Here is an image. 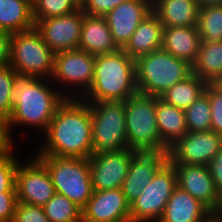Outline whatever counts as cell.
Wrapping results in <instances>:
<instances>
[{"label": "cell", "instance_id": "7c38bea8", "mask_svg": "<svg viewBox=\"0 0 222 222\" xmlns=\"http://www.w3.org/2000/svg\"><path fill=\"white\" fill-rule=\"evenodd\" d=\"M22 165L16 171L17 202L43 207L56 194L51 177L36 157Z\"/></svg>", "mask_w": 222, "mask_h": 222}, {"label": "cell", "instance_id": "9c48e42d", "mask_svg": "<svg viewBox=\"0 0 222 222\" xmlns=\"http://www.w3.org/2000/svg\"><path fill=\"white\" fill-rule=\"evenodd\" d=\"M177 186L176 169L167 161L139 197L130 203V222H158Z\"/></svg>", "mask_w": 222, "mask_h": 222}, {"label": "cell", "instance_id": "ac0fdd59", "mask_svg": "<svg viewBox=\"0 0 222 222\" xmlns=\"http://www.w3.org/2000/svg\"><path fill=\"white\" fill-rule=\"evenodd\" d=\"M168 161L167 152H134L127 176L121 186L126 201L130 204L142 193L158 170Z\"/></svg>", "mask_w": 222, "mask_h": 222}, {"label": "cell", "instance_id": "f35d334b", "mask_svg": "<svg viewBox=\"0 0 222 222\" xmlns=\"http://www.w3.org/2000/svg\"><path fill=\"white\" fill-rule=\"evenodd\" d=\"M9 129V122L0 117V157L13 152V138Z\"/></svg>", "mask_w": 222, "mask_h": 222}, {"label": "cell", "instance_id": "83f0119b", "mask_svg": "<svg viewBox=\"0 0 222 222\" xmlns=\"http://www.w3.org/2000/svg\"><path fill=\"white\" fill-rule=\"evenodd\" d=\"M197 28L201 41H222V5L200 7Z\"/></svg>", "mask_w": 222, "mask_h": 222}, {"label": "cell", "instance_id": "cb8c5ba5", "mask_svg": "<svg viewBox=\"0 0 222 222\" xmlns=\"http://www.w3.org/2000/svg\"><path fill=\"white\" fill-rule=\"evenodd\" d=\"M156 122L161 140L170 147L188 132L184 109L167 104L156 97Z\"/></svg>", "mask_w": 222, "mask_h": 222}, {"label": "cell", "instance_id": "1f68e13d", "mask_svg": "<svg viewBox=\"0 0 222 222\" xmlns=\"http://www.w3.org/2000/svg\"><path fill=\"white\" fill-rule=\"evenodd\" d=\"M17 72L9 64L0 67V117L9 120L13 107V79Z\"/></svg>", "mask_w": 222, "mask_h": 222}, {"label": "cell", "instance_id": "b9f144b4", "mask_svg": "<svg viewBox=\"0 0 222 222\" xmlns=\"http://www.w3.org/2000/svg\"><path fill=\"white\" fill-rule=\"evenodd\" d=\"M200 7L206 5H222V0H195Z\"/></svg>", "mask_w": 222, "mask_h": 222}, {"label": "cell", "instance_id": "44dd1931", "mask_svg": "<svg viewBox=\"0 0 222 222\" xmlns=\"http://www.w3.org/2000/svg\"><path fill=\"white\" fill-rule=\"evenodd\" d=\"M163 24L152 11L138 25L137 29L131 35L129 42L123 50L134 60L140 56L161 49L163 37Z\"/></svg>", "mask_w": 222, "mask_h": 222}, {"label": "cell", "instance_id": "74e56055", "mask_svg": "<svg viewBox=\"0 0 222 222\" xmlns=\"http://www.w3.org/2000/svg\"><path fill=\"white\" fill-rule=\"evenodd\" d=\"M207 166L209 173L214 180L216 190L222 197V147Z\"/></svg>", "mask_w": 222, "mask_h": 222}, {"label": "cell", "instance_id": "30bf717a", "mask_svg": "<svg viewBox=\"0 0 222 222\" xmlns=\"http://www.w3.org/2000/svg\"><path fill=\"white\" fill-rule=\"evenodd\" d=\"M221 147L222 135L212 130L187 132L168 148V161L207 166Z\"/></svg>", "mask_w": 222, "mask_h": 222}, {"label": "cell", "instance_id": "7a4b0ae2", "mask_svg": "<svg viewBox=\"0 0 222 222\" xmlns=\"http://www.w3.org/2000/svg\"><path fill=\"white\" fill-rule=\"evenodd\" d=\"M41 79L43 78L15 74L12 114L8 120L10 131L15 124H20L35 126L45 132L59 105L66 98H71L69 92H56L58 89L51 88Z\"/></svg>", "mask_w": 222, "mask_h": 222}, {"label": "cell", "instance_id": "4316f807", "mask_svg": "<svg viewBox=\"0 0 222 222\" xmlns=\"http://www.w3.org/2000/svg\"><path fill=\"white\" fill-rule=\"evenodd\" d=\"M206 86L205 81L192 74L186 80L174 84L159 98L167 104L185 110L205 92Z\"/></svg>", "mask_w": 222, "mask_h": 222}, {"label": "cell", "instance_id": "836d02e7", "mask_svg": "<svg viewBox=\"0 0 222 222\" xmlns=\"http://www.w3.org/2000/svg\"><path fill=\"white\" fill-rule=\"evenodd\" d=\"M205 92L209 95L211 106V130L222 135V87L207 84Z\"/></svg>", "mask_w": 222, "mask_h": 222}, {"label": "cell", "instance_id": "2e32d148", "mask_svg": "<svg viewBox=\"0 0 222 222\" xmlns=\"http://www.w3.org/2000/svg\"><path fill=\"white\" fill-rule=\"evenodd\" d=\"M151 12L152 0H126L103 16L119 49L126 46L138 25Z\"/></svg>", "mask_w": 222, "mask_h": 222}, {"label": "cell", "instance_id": "8992f818", "mask_svg": "<svg viewBox=\"0 0 222 222\" xmlns=\"http://www.w3.org/2000/svg\"><path fill=\"white\" fill-rule=\"evenodd\" d=\"M47 169L55 192L67 197L81 209L93 195L89 158L35 156Z\"/></svg>", "mask_w": 222, "mask_h": 222}, {"label": "cell", "instance_id": "277c9868", "mask_svg": "<svg viewBox=\"0 0 222 222\" xmlns=\"http://www.w3.org/2000/svg\"><path fill=\"white\" fill-rule=\"evenodd\" d=\"M138 93L160 97L193 74L192 65L159 49L135 60Z\"/></svg>", "mask_w": 222, "mask_h": 222}, {"label": "cell", "instance_id": "9a60e30c", "mask_svg": "<svg viewBox=\"0 0 222 222\" xmlns=\"http://www.w3.org/2000/svg\"><path fill=\"white\" fill-rule=\"evenodd\" d=\"M176 169L177 185L199 200L211 212L222 211V197L206 165L171 163Z\"/></svg>", "mask_w": 222, "mask_h": 222}, {"label": "cell", "instance_id": "8d00e7d4", "mask_svg": "<svg viewBox=\"0 0 222 222\" xmlns=\"http://www.w3.org/2000/svg\"><path fill=\"white\" fill-rule=\"evenodd\" d=\"M17 193H0V222H12Z\"/></svg>", "mask_w": 222, "mask_h": 222}, {"label": "cell", "instance_id": "d4e9b609", "mask_svg": "<svg viewBox=\"0 0 222 222\" xmlns=\"http://www.w3.org/2000/svg\"><path fill=\"white\" fill-rule=\"evenodd\" d=\"M34 27L31 0H0V30L17 33Z\"/></svg>", "mask_w": 222, "mask_h": 222}, {"label": "cell", "instance_id": "5bb4252c", "mask_svg": "<svg viewBox=\"0 0 222 222\" xmlns=\"http://www.w3.org/2000/svg\"><path fill=\"white\" fill-rule=\"evenodd\" d=\"M133 154L130 149L92 154L89 167L93 190L121 188Z\"/></svg>", "mask_w": 222, "mask_h": 222}, {"label": "cell", "instance_id": "7402d4cb", "mask_svg": "<svg viewBox=\"0 0 222 222\" xmlns=\"http://www.w3.org/2000/svg\"><path fill=\"white\" fill-rule=\"evenodd\" d=\"M152 11L164 27H196L200 6L195 0H152Z\"/></svg>", "mask_w": 222, "mask_h": 222}, {"label": "cell", "instance_id": "ab89813d", "mask_svg": "<svg viewBox=\"0 0 222 222\" xmlns=\"http://www.w3.org/2000/svg\"><path fill=\"white\" fill-rule=\"evenodd\" d=\"M12 33L0 30V67L9 64Z\"/></svg>", "mask_w": 222, "mask_h": 222}, {"label": "cell", "instance_id": "ba28073f", "mask_svg": "<svg viewBox=\"0 0 222 222\" xmlns=\"http://www.w3.org/2000/svg\"><path fill=\"white\" fill-rule=\"evenodd\" d=\"M88 103L92 121V154L129 149L124 101Z\"/></svg>", "mask_w": 222, "mask_h": 222}, {"label": "cell", "instance_id": "f546056e", "mask_svg": "<svg viewBox=\"0 0 222 222\" xmlns=\"http://www.w3.org/2000/svg\"><path fill=\"white\" fill-rule=\"evenodd\" d=\"M188 132H207L211 130V106L209 95L204 92L185 110Z\"/></svg>", "mask_w": 222, "mask_h": 222}, {"label": "cell", "instance_id": "52a82bcc", "mask_svg": "<svg viewBox=\"0 0 222 222\" xmlns=\"http://www.w3.org/2000/svg\"><path fill=\"white\" fill-rule=\"evenodd\" d=\"M54 62L55 53L44 42L41 33L35 27L12 33L9 65L17 73L36 78L43 77L45 81V77L51 80Z\"/></svg>", "mask_w": 222, "mask_h": 222}, {"label": "cell", "instance_id": "e0dca14e", "mask_svg": "<svg viewBox=\"0 0 222 222\" xmlns=\"http://www.w3.org/2000/svg\"><path fill=\"white\" fill-rule=\"evenodd\" d=\"M82 210V222H130V204L121 188L94 190Z\"/></svg>", "mask_w": 222, "mask_h": 222}, {"label": "cell", "instance_id": "d590c367", "mask_svg": "<svg viewBox=\"0 0 222 222\" xmlns=\"http://www.w3.org/2000/svg\"><path fill=\"white\" fill-rule=\"evenodd\" d=\"M126 0H80V8L88 15L104 16Z\"/></svg>", "mask_w": 222, "mask_h": 222}, {"label": "cell", "instance_id": "d6a6232c", "mask_svg": "<svg viewBox=\"0 0 222 222\" xmlns=\"http://www.w3.org/2000/svg\"><path fill=\"white\" fill-rule=\"evenodd\" d=\"M19 161L10 152L0 157V193H17L16 171Z\"/></svg>", "mask_w": 222, "mask_h": 222}, {"label": "cell", "instance_id": "e575fe53", "mask_svg": "<svg viewBox=\"0 0 222 222\" xmlns=\"http://www.w3.org/2000/svg\"><path fill=\"white\" fill-rule=\"evenodd\" d=\"M12 222H50L43 207L17 202Z\"/></svg>", "mask_w": 222, "mask_h": 222}, {"label": "cell", "instance_id": "484cf974", "mask_svg": "<svg viewBox=\"0 0 222 222\" xmlns=\"http://www.w3.org/2000/svg\"><path fill=\"white\" fill-rule=\"evenodd\" d=\"M192 72L207 84H217L222 79V41H201Z\"/></svg>", "mask_w": 222, "mask_h": 222}, {"label": "cell", "instance_id": "d6986e66", "mask_svg": "<svg viewBox=\"0 0 222 222\" xmlns=\"http://www.w3.org/2000/svg\"><path fill=\"white\" fill-rule=\"evenodd\" d=\"M78 49L92 55L109 54L119 50L103 16L84 15Z\"/></svg>", "mask_w": 222, "mask_h": 222}, {"label": "cell", "instance_id": "603a6c76", "mask_svg": "<svg viewBox=\"0 0 222 222\" xmlns=\"http://www.w3.org/2000/svg\"><path fill=\"white\" fill-rule=\"evenodd\" d=\"M210 212L199 200L177 186L158 222H200Z\"/></svg>", "mask_w": 222, "mask_h": 222}, {"label": "cell", "instance_id": "7bdbcfd3", "mask_svg": "<svg viewBox=\"0 0 222 222\" xmlns=\"http://www.w3.org/2000/svg\"><path fill=\"white\" fill-rule=\"evenodd\" d=\"M217 84L222 87V79Z\"/></svg>", "mask_w": 222, "mask_h": 222}, {"label": "cell", "instance_id": "ffe728a7", "mask_svg": "<svg viewBox=\"0 0 222 222\" xmlns=\"http://www.w3.org/2000/svg\"><path fill=\"white\" fill-rule=\"evenodd\" d=\"M201 37L196 27H164L162 49L191 65L196 61Z\"/></svg>", "mask_w": 222, "mask_h": 222}, {"label": "cell", "instance_id": "6da1fadb", "mask_svg": "<svg viewBox=\"0 0 222 222\" xmlns=\"http://www.w3.org/2000/svg\"><path fill=\"white\" fill-rule=\"evenodd\" d=\"M77 98H66L59 105L45 131L46 143L36 155L82 158L92 155L90 106L80 96Z\"/></svg>", "mask_w": 222, "mask_h": 222}, {"label": "cell", "instance_id": "3957f363", "mask_svg": "<svg viewBox=\"0 0 222 222\" xmlns=\"http://www.w3.org/2000/svg\"><path fill=\"white\" fill-rule=\"evenodd\" d=\"M137 93L135 60L119 49L114 53L95 55L92 85L86 96L80 98L86 102L125 101Z\"/></svg>", "mask_w": 222, "mask_h": 222}, {"label": "cell", "instance_id": "f1b7e54d", "mask_svg": "<svg viewBox=\"0 0 222 222\" xmlns=\"http://www.w3.org/2000/svg\"><path fill=\"white\" fill-rule=\"evenodd\" d=\"M43 210L50 222H82L81 208L57 193L43 206Z\"/></svg>", "mask_w": 222, "mask_h": 222}, {"label": "cell", "instance_id": "5b68a950", "mask_svg": "<svg viewBox=\"0 0 222 222\" xmlns=\"http://www.w3.org/2000/svg\"><path fill=\"white\" fill-rule=\"evenodd\" d=\"M127 144L134 152H168L156 122V97L137 93L124 101Z\"/></svg>", "mask_w": 222, "mask_h": 222}, {"label": "cell", "instance_id": "4dcf8cb0", "mask_svg": "<svg viewBox=\"0 0 222 222\" xmlns=\"http://www.w3.org/2000/svg\"><path fill=\"white\" fill-rule=\"evenodd\" d=\"M32 6L33 20H43L77 11L80 0H34Z\"/></svg>", "mask_w": 222, "mask_h": 222}, {"label": "cell", "instance_id": "8fae6325", "mask_svg": "<svg viewBox=\"0 0 222 222\" xmlns=\"http://www.w3.org/2000/svg\"><path fill=\"white\" fill-rule=\"evenodd\" d=\"M85 14L79 8L77 11L63 16L34 20L35 28L54 53L76 50L80 43Z\"/></svg>", "mask_w": 222, "mask_h": 222}, {"label": "cell", "instance_id": "4fadbf2b", "mask_svg": "<svg viewBox=\"0 0 222 222\" xmlns=\"http://www.w3.org/2000/svg\"><path fill=\"white\" fill-rule=\"evenodd\" d=\"M95 67V55L76 49L55 53L54 81L71 85L70 88L83 89L84 94L90 89ZM56 79V80H55ZM78 86V87H77Z\"/></svg>", "mask_w": 222, "mask_h": 222}, {"label": "cell", "instance_id": "60d3db41", "mask_svg": "<svg viewBox=\"0 0 222 222\" xmlns=\"http://www.w3.org/2000/svg\"><path fill=\"white\" fill-rule=\"evenodd\" d=\"M200 222H222V211H220V212H210Z\"/></svg>", "mask_w": 222, "mask_h": 222}]
</instances>
